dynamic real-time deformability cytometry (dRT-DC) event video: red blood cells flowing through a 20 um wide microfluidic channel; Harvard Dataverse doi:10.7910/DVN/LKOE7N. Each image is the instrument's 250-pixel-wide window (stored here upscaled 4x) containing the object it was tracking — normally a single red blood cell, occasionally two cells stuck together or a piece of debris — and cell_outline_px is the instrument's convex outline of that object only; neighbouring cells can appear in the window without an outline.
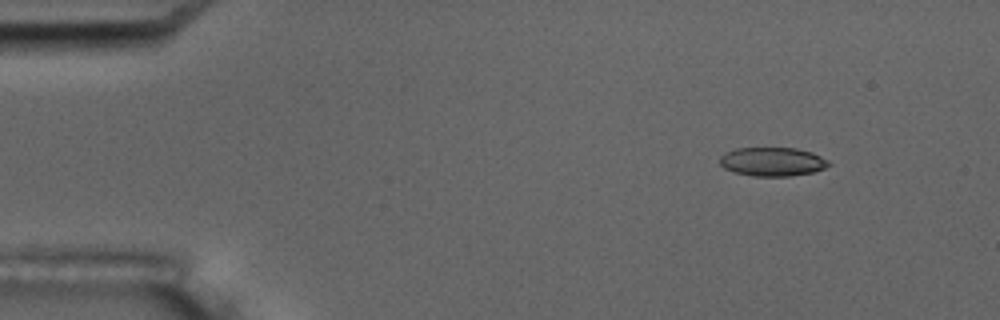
{"species": "common noctule bat (a hibernating species)", "species_latin": "Nyctalus noctula", "temperature_condition": "room temperature", "stored_images_in_passage": 7, "camera_frame_rate_fps": 3000, "um_per_image_px": 0.085, "animal": {"sex": "male", "body_mass_g": 17.5, "forearm_length_mm": 52.3}, "frame": {"image": 1, "passage_image": 3, "time_ms": 2.0, "image_size_px": [1000, 320], "cell_outline_px": [[832, 164], [824, 168], [812, 172], [788, 176], [752, 176], [736, 172], [724, 168], [720, 164], [720, 156], [724, 152], [736, 148], [796, 148], [812, 152], [828, 160]], "centroid_in_image_um": [65.65, 13.73], "position_along_channel_um": 19.4, "area_um2": 18.26}}
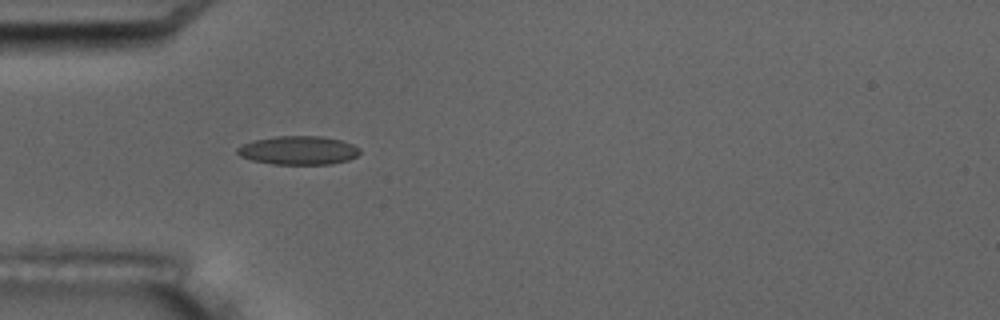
{"frame": {"image": 2, "passage_image": 6, "time_ms": 5.667, "image_size_px": [1000, 320], "cell_outline_px": [[360, 152], [356, 156], [348, 160], [332, 164], [272, 164], [252, 160], [240, 156], [236, 152], [236, 148], [252, 140], [276, 136], [320, 136], [340, 140], [352, 144], [360, 148]], "centroid_in_image_um": [25.35, 12.78], "position_along_channel_um": 59.7, "area_um2": 20.46}}